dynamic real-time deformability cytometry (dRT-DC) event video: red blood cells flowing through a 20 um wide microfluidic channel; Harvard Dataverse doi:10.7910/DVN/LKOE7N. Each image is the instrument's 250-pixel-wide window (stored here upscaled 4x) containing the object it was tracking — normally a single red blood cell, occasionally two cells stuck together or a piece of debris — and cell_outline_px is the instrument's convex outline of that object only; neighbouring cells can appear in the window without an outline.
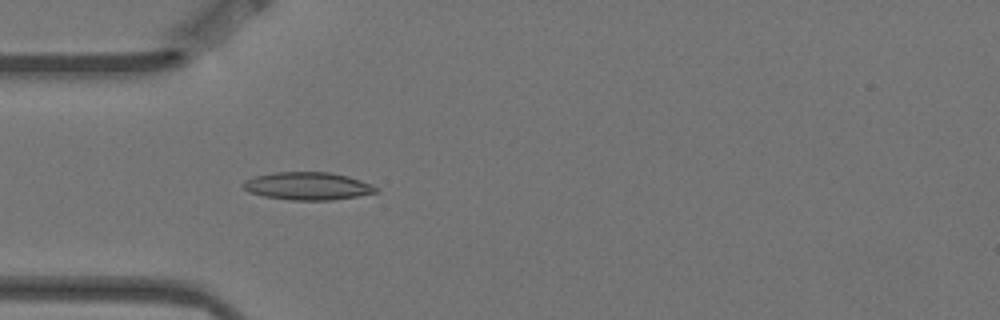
{"species": "Egyptian fruit bat (a non-hibernating species)", "species_latin": "Rousettus aegyptiacus", "temperature_condition": "warm", "stored_images_in_passage": 4, "camera_frame_rate_fps": 3000, "um_per_image_px": 0.085, "animal": {"sex": "female"}, "frame": {"image": 1, "passage_image": 4, "time_ms": 1.0, "image_size_px": [1000, 320], "cell_outline_px": [[380, 192], [332, 200], [292, 200], [264, 196], [248, 192], [240, 184], [244, 180], [256, 176], [276, 172], [328, 172], [348, 176], [372, 184], [380, 188]], "centroid_in_image_um": [26.17, 15.81], "position_along_channel_um": 58.8, "area_um2": 21.56}}